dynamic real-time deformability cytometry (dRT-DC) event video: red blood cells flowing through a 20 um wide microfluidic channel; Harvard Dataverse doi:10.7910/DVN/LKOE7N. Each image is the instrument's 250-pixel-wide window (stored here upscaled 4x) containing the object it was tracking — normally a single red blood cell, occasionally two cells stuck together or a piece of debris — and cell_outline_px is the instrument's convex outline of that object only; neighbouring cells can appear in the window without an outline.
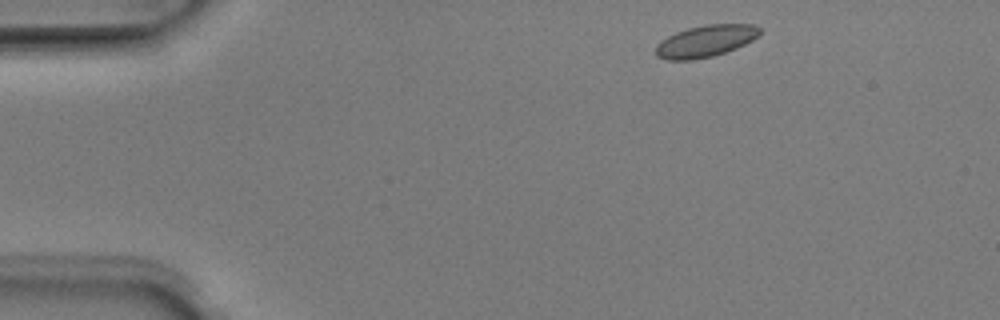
{"species": "Egyptian fruit bat (a non-hibernating species)", "species_latin": "Rousettus aegyptiacus", "temperature_condition": "room temperature", "stored_images_in_passage": 3, "camera_frame_rate_fps": 3000, "um_per_image_px": 0.085, "animal": {"sex": "male"}, "frame": {"image": 1, "passage_image": 1, "time_ms": 0.0, "image_size_px": [1000, 320], "cell_outline_px": [[760, 36], [736, 48], [712, 56], [692, 60], [668, 60], [656, 56], [656, 44], [660, 40], [676, 32], [688, 28], [708, 24], [752, 24], [760, 28]], "centroid_in_image_um": [59.96, 3.49], "position_along_channel_um": 25.0, "area_um2": 19.25}}